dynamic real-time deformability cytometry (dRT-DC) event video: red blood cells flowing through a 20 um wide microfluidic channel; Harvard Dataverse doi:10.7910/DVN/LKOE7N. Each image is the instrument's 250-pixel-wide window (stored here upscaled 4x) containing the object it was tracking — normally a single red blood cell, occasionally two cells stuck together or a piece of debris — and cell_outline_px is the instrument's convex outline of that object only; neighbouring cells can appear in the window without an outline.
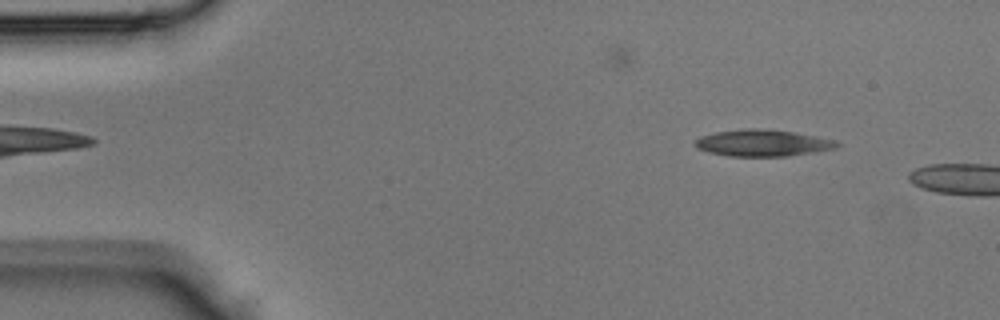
{"species": "Egyptian fruit bat (a non-hibernating species)", "species_latin": "Rousettus aegyptiacus", "temperature_condition": "room temperature", "stored_images_in_passage": 7, "camera_frame_rate_fps": 3000, "um_per_image_px": 0.085, "animal": {"sex": "male"}, "frame": {"image": 1, "passage_image": 4, "time_ms": 1.0, "image_size_px": [1000, 320], "cell_outline_px": [[840, 144], [836, 148], [816, 152], [788, 156], [728, 156], [708, 152], [696, 148], [692, 144], [700, 136], [716, 132], [744, 128], [760, 128], [796, 132], [836, 140]], "centroid_in_image_um": [64.82, 12.15], "position_along_channel_um": 20.2, "area_um2": 22.25}}